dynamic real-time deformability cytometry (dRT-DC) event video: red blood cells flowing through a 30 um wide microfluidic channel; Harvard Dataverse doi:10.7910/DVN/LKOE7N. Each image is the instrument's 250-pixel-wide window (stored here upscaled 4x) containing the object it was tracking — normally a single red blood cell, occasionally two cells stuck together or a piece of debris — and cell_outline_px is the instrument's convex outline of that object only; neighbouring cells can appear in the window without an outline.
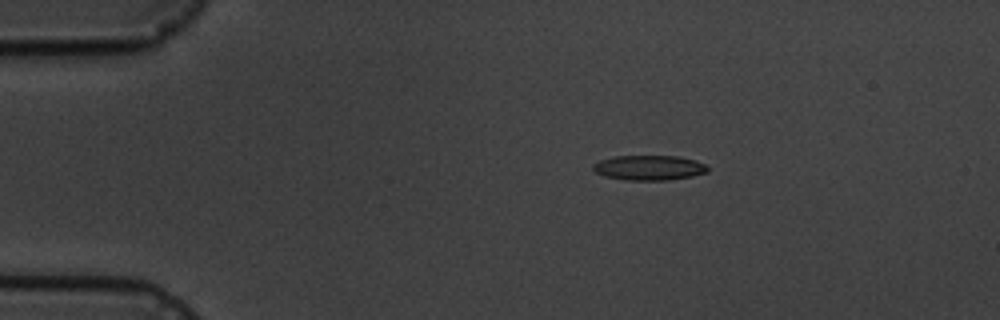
{"species": "common noctule bat (a hibernating species)", "species_latin": "Nyctalus noctula", "temperature_condition": "cold", "stored_images_in_passage": 7, "camera_frame_rate_fps": 3000, "um_per_image_px": 0.085, "animal": {"sex": "male", "body_mass_g": 19.5, "forearm_length_mm": 54.6}, "frame": {"image": 1, "passage_image": 4, "time_ms": 3.333, "image_size_px": [1000, 320], "cell_outline_px": [[708, 172], [692, 176], [668, 180], [628, 180], [604, 176], [596, 172], [592, 168], [592, 164], [600, 160], [612, 156], [676, 156], [696, 160], [704, 164], [708, 168]], "centroid_in_image_um": [55.16, 14.25], "position_along_channel_um": 29.8, "area_um2": 16.65}}
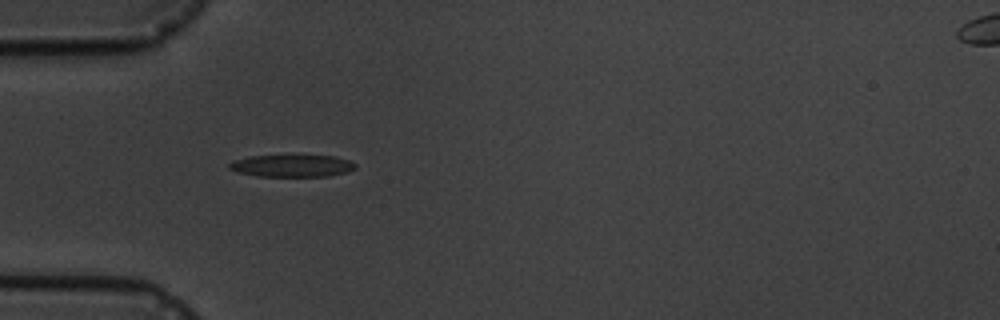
{"frame": {"image": 2, "passage_image": 6, "time_ms": 5.667, "image_size_px": [1000, 320], "cell_outline_px": [[356, 168], [344, 172], [328, 176], [256, 176], [236, 172], [228, 168], [228, 164], [232, 160], [248, 156], [296, 152], [336, 156], [352, 160], [356, 164]], "centroid_in_image_um": [24.8, 14.02], "position_along_channel_um": 60.2, "area_um2": 17.57}}
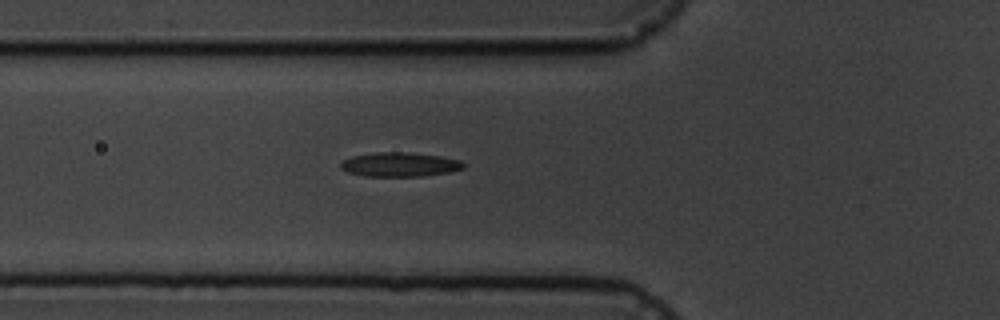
{"frame": {"image": 3, "passage_image": 7, "time_ms": 6.667, "image_size_px": [1000, 320], "cell_outline_px": [[464, 168], [448, 172], [424, 176], [364, 176], [348, 172], [340, 168], [340, 164], [344, 160], [352, 156], [376, 152], [408, 152], [440, 156], [460, 160], [464, 164]], "centroid_in_image_um": [33.97, 13.98], "position_along_channel_um": 91.8, "area_um2": 17.28}}